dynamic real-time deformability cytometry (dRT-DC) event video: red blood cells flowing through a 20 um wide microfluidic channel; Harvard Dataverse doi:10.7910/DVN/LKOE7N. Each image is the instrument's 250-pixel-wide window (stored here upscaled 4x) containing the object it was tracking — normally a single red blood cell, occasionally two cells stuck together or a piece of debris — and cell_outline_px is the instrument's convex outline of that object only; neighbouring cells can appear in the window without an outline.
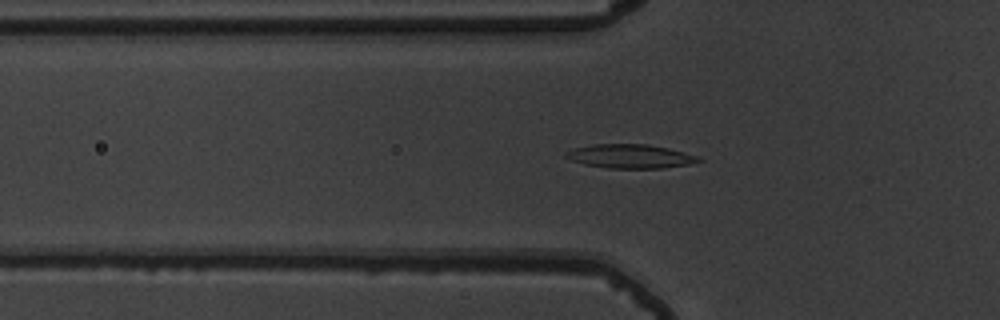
{"species": "common noctule bat (a hibernating species)", "species_latin": "Nyctalus noctula", "temperature_condition": "warm", "stored_images_in_passage": 40, "camera_frame_rate_fps": 3000, "um_per_image_px": 0.085, "animal": {"sex": "male", "body_mass_g": 19.5, "forearm_length_mm": 54.6}, "frame": {"image": 1, "passage_image": 8, "time_ms": 2.333, "image_size_px": [1000, 320], "cell_outline_px": [[704, 160], [688, 164], [664, 168], [608, 168], [584, 164], [572, 160], [564, 156], [564, 152], [576, 148], [592, 144], [648, 144], [668, 148], [700, 156]], "centroid_in_image_um": [53.59, 13.28], "position_along_channel_um": 72.2, "area_um2": 18.5}}
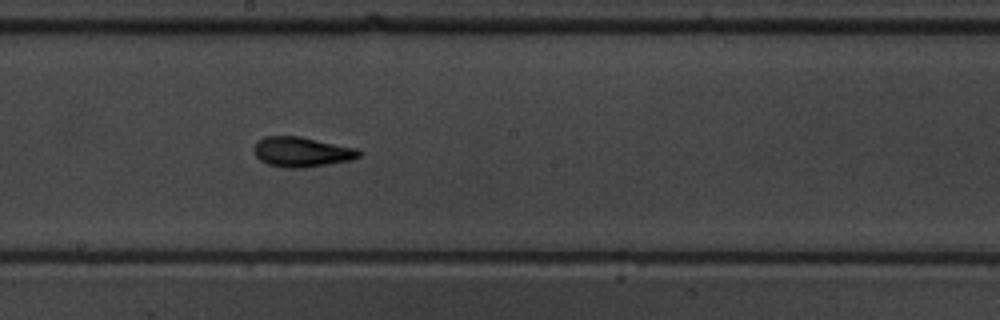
{"frame": {"image": 2, "passage_image": 20, "time_ms": 6.333, "image_size_px": [1000, 320], "cell_outline_px": [[364, 152], [360, 156], [352, 160], [304, 168], [288, 168], [268, 164], [260, 160], [256, 156], [252, 148], [264, 136], [300, 136], [360, 148]], "centroid_in_image_um": [25.71, 12.91], "position_along_channel_um": 222.5, "area_um2": 18.61}}
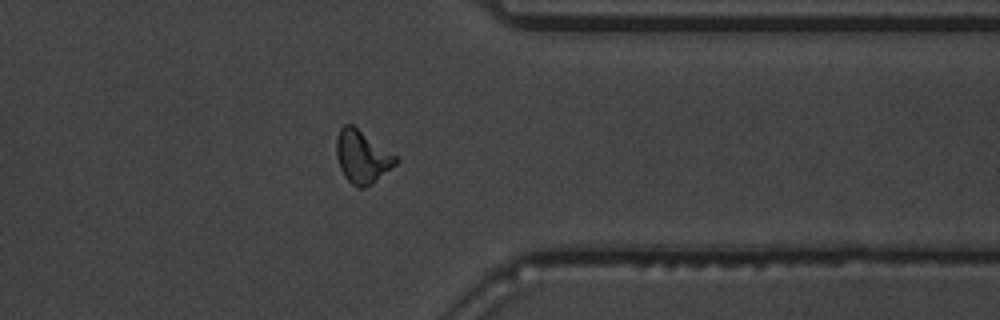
{"frame": {"image": 3, "passage_image": 33, "time_ms": 10.667, "image_size_px": [1000, 320], "cell_outline_px": [[400, 160], [396, 164], [372, 184], [364, 188], [356, 188], [344, 176], [340, 168], [336, 156], [336, 140], [340, 128], [344, 124], [352, 124], [396, 156]], "centroid_in_image_um": [30.76, 13.34], "position_along_channel_um": 380.6, "area_um2": 18.15}}